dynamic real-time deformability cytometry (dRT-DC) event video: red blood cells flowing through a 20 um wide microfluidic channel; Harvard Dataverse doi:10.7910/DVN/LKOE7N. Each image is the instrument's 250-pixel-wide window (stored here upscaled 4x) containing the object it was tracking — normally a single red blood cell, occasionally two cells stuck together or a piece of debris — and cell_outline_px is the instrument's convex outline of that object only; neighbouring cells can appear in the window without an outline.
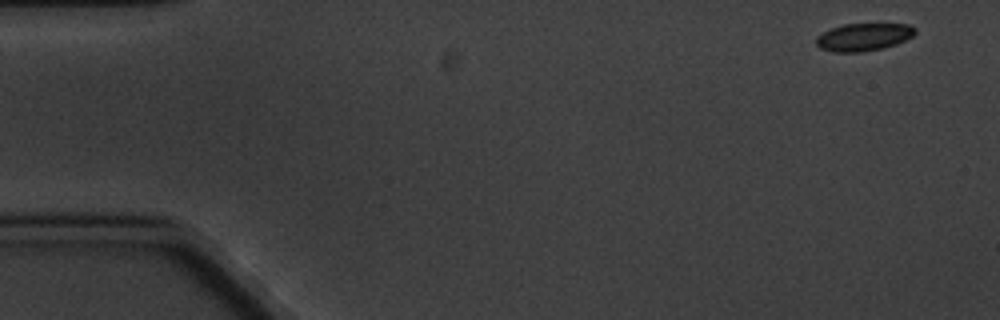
{"species": "common noctule bat (a hibernating species)", "species_latin": "Nyctalus noctula", "temperature_condition": "cold", "stored_images_in_passage": 5, "camera_frame_rate_fps": 3000, "um_per_image_px": 0.085, "animal": {"sex": "male", "body_mass_g": 20.1, "forearm_length_mm": 53.5}, "frame": {"image": 1, "passage_image": 1, "time_ms": 0.0, "image_size_px": [1000, 320], "cell_outline_px": [[916, 32], [912, 36], [896, 44], [884, 48], [864, 52], [832, 52], [820, 48], [816, 44], [816, 36], [832, 28], [844, 24], [908, 24], [916, 28]], "centroid_in_image_um": [73.4, 3.15], "position_along_channel_um": 11.6, "area_um2": 15.95}}
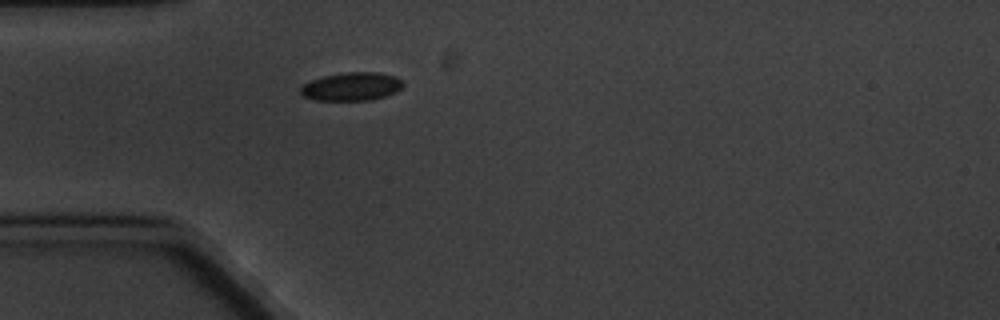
{"frame": {"image": 2, "passage_image": 5, "time_ms": 4.667, "image_size_px": [1000, 320], "cell_outline_px": [[404, 84], [396, 92], [372, 100], [316, 100], [304, 96], [300, 92], [300, 88], [304, 84], [312, 80], [324, 76], [344, 72], [380, 72], [396, 76]], "centroid_in_image_um": [29.9, 7.35], "position_along_channel_um": 55.1, "area_um2": 16.82}}